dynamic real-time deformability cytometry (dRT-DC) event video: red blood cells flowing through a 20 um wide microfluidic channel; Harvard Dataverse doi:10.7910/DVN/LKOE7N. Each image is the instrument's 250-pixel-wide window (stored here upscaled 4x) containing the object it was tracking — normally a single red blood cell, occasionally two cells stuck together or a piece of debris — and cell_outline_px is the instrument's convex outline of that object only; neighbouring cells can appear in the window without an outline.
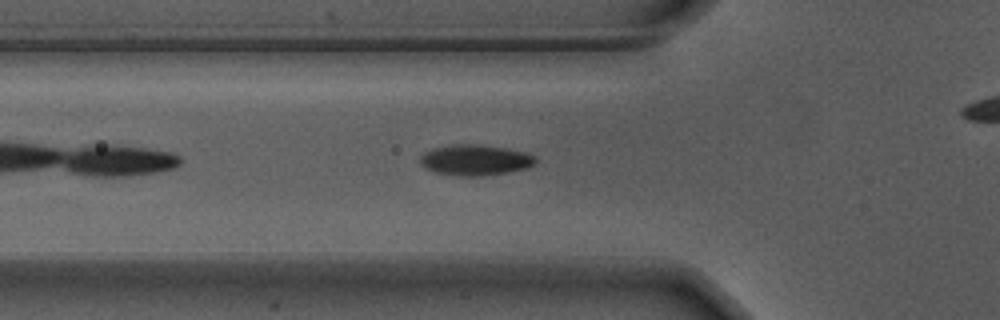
{"species": "Egyptian fruit bat (a non-hibernating species)", "species_latin": "Rousettus aegyptiacus", "temperature_condition": "warm", "stored_images_in_passage": 41, "camera_frame_rate_fps": 3000, "um_per_image_px": 0.085, "animal": {"sex": "male"}, "frame": {"image": 1, "passage_image": 5, "time_ms": 1.333, "image_size_px": [1000, 320], "cell_outline_px": [[536, 160], [528, 168], [484, 176], [460, 176], [436, 172], [424, 168], [420, 164], [420, 156], [424, 152], [432, 148], [452, 144], [476, 144], [504, 148], [524, 152], [536, 156]], "centroid_in_image_um": [40.35, 13.6], "position_along_channel_um": 85.5, "area_um2": 20.63}}
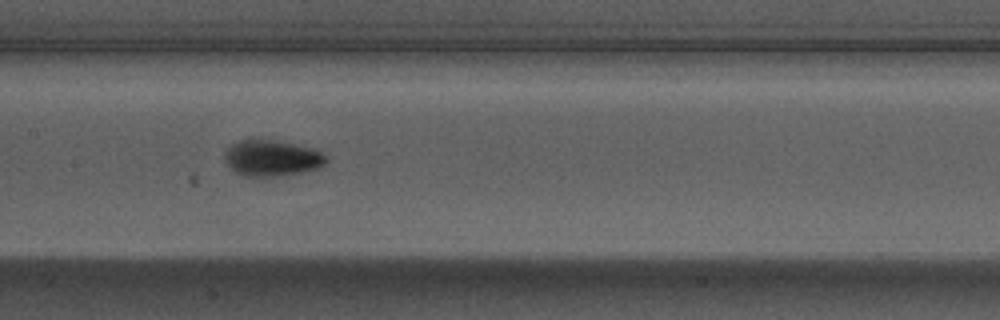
{"frame": {"image": 2, "passage_image": 13, "time_ms": 4.0, "image_size_px": [1000, 320], "cell_outline_px": [[328, 160], [320, 168], [284, 176], [244, 176], [236, 172], [224, 160], [224, 152], [232, 144], [240, 140], [272, 140], [316, 148], [328, 156]], "centroid_in_image_um": [23.16, 13.44], "position_along_channel_um": 184.2, "area_um2": 21.44}}
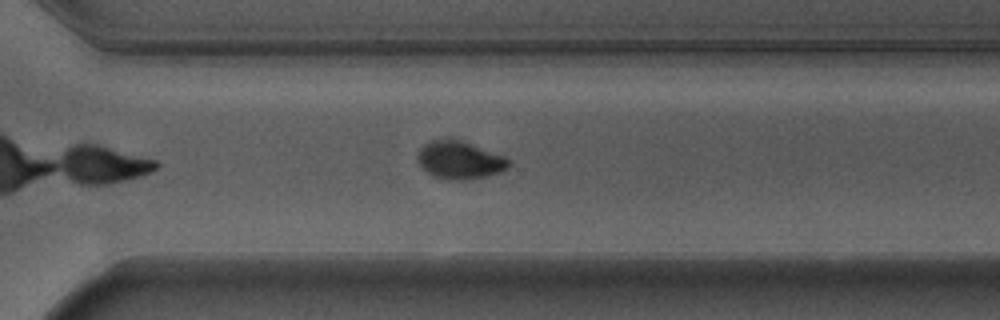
{"frame": {"image": 3, "passage_image": 25, "time_ms": 8.0, "image_size_px": [1000, 320], "cell_outline_px": [[512, 160], [508, 168], [500, 172], [468, 180], [444, 180], [432, 176], [416, 160], [416, 156], [420, 148], [424, 144], [440, 136], [448, 136], [460, 140], [504, 156]], "centroid_in_image_um": [39.04, 13.58], "position_along_channel_um": 331.6, "area_um2": 20.52}, "authors_computed_cell_mechanics": {"area_um2": 20.2878, "velocity_mm_per_s": 3.6916, "shape_relaxation_time_tau1_ms": 2.1224, "shape_relaxation_time_tau2_ms": null, "deformation_change_tau1": 0.1544, "deformation_change_tau2": null}}